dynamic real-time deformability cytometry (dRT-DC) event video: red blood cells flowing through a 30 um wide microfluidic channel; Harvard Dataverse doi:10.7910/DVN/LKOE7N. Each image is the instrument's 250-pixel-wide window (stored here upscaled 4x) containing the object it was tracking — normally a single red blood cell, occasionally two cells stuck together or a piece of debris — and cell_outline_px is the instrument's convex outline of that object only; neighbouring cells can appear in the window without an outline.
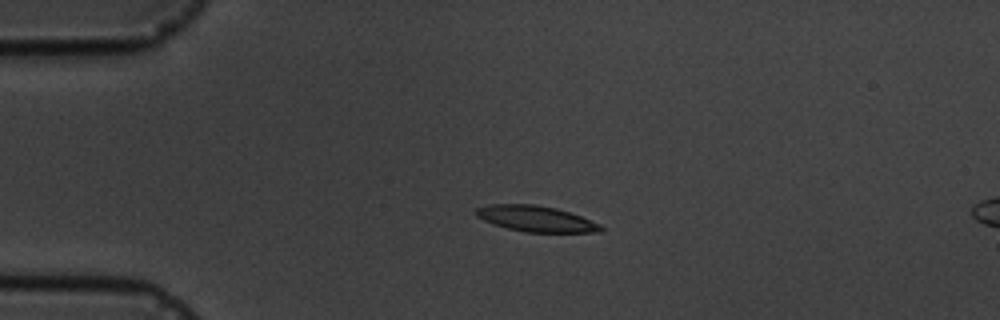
{"species": "common noctule bat (a hibernating species)", "species_latin": "Nyctalus noctula", "temperature_condition": "cold", "stored_images_in_passage": 5, "camera_frame_rate_fps": 3000, "um_per_image_px": 0.085, "animal": {"sex": "male", "body_mass_g": 19.5, "forearm_length_mm": 54.6}, "frame": {"image": 1, "passage_image": 3, "time_ms": 2.333, "image_size_px": [1000, 320], "cell_outline_px": [[604, 232], [524, 232], [508, 228], [484, 220], [476, 216], [472, 212], [476, 208], [488, 204], [536, 204], [556, 208], [580, 216], [600, 224], [604, 228]], "centroid_in_image_um": [45.54, 18.58], "position_along_channel_um": 39.5, "area_um2": 18.79}}